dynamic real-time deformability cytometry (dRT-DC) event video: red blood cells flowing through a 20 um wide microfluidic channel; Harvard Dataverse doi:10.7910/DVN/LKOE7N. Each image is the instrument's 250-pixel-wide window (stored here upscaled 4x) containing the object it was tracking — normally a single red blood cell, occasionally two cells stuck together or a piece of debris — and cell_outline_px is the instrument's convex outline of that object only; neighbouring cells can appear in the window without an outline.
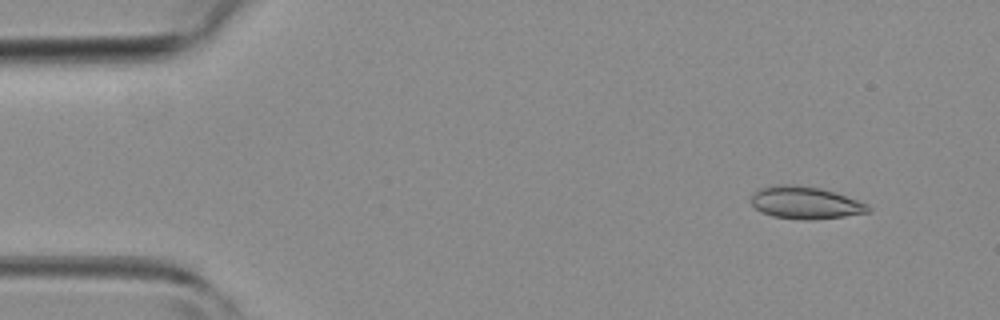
{"species": "common noctule bat (a hibernating species)", "species_latin": "Nyctalus noctula", "temperature_condition": "room temperature", "stored_images_in_passage": 3, "camera_frame_rate_fps": 3000, "um_per_image_px": 0.085, "animal": {"sex": "female", "body_mass_g": 19.3, "forearm_length_mm": 54.1}, "frame": {"image": 1, "passage_image": 1, "time_ms": 0.0, "image_size_px": [1000, 320], "cell_outline_px": [[872, 212], [844, 216], [812, 220], [804, 220], [772, 216], [760, 212], [752, 204], [752, 192], [760, 188], [776, 184], [792, 184], [820, 188], [868, 204], [872, 208]], "centroid_in_image_um": [68.43, 17.24], "position_along_channel_um": 16.6, "area_um2": 22.08}}
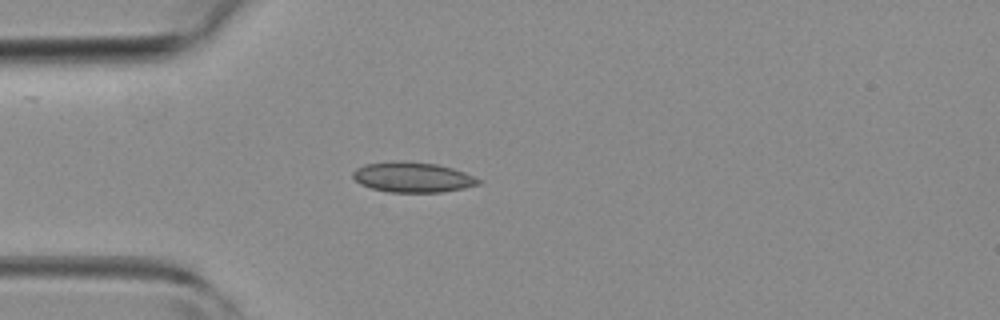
{"frame": {"image": 2, "passage_image": 3, "time_ms": 2.667, "image_size_px": [1000, 320], "cell_outline_px": [[480, 184], [464, 188], [444, 192], [388, 192], [372, 188], [360, 184], [352, 176], [352, 172], [356, 168], [364, 164], [392, 160], [404, 160], [436, 164], [452, 168], [464, 172], [480, 180]], "centroid_in_image_um": [35.03, 15.05], "position_along_channel_um": 50.0, "area_um2": 22.25}}